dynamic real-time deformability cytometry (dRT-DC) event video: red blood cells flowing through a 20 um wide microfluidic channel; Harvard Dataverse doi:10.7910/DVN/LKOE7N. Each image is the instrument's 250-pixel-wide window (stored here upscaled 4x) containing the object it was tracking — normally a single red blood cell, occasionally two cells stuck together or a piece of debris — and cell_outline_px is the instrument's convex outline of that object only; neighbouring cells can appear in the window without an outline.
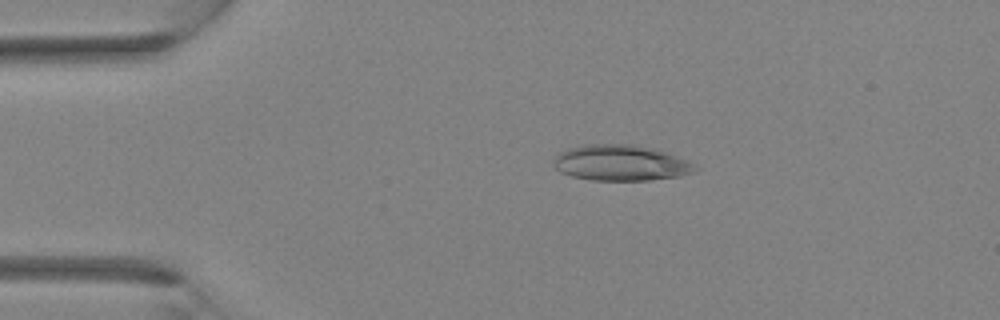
{"species": "Egyptian fruit bat (a non-hibernating species)", "species_latin": "Rousettus aegyptiacus", "temperature_condition": "room temperature", "stored_images_in_passage": 38, "camera_frame_rate_fps": 3000, "um_per_image_px": 0.085, "animal": {"sex": "female"}, "frame": {"image": 1, "passage_image": 8, "time_ms": 2.333, "image_size_px": [1000, 320], "cell_outline_px": [[700, 168], [692, 172], [680, 176], [648, 180], [592, 180], [572, 176], [560, 172], [552, 164], [556, 156], [560, 152], [568, 148], [584, 144], [632, 144], [652, 148], [664, 152], [684, 160]], "centroid_in_image_um": [52.71, 13.84], "position_along_channel_um": 32.3, "area_um2": 29.25}}
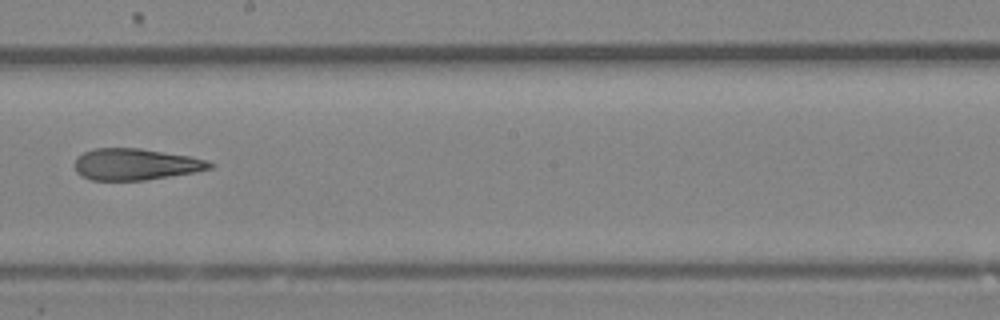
{"frame": {"image": 2, "passage_image": 22, "time_ms": 7.0, "image_size_px": [1000, 320], "cell_outline_px": [[216, 164], [212, 168], [196, 172], [144, 180], [92, 180], [80, 176], [76, 172], [72, 164], [76, 156], [84, 152], [96, 148], [140, 148], [188, 156], [208, 160]], "centroid_in_image_um": [11.49, 13.97], "position_along_channel_um": 236.7, "area_um2": 25.03}}
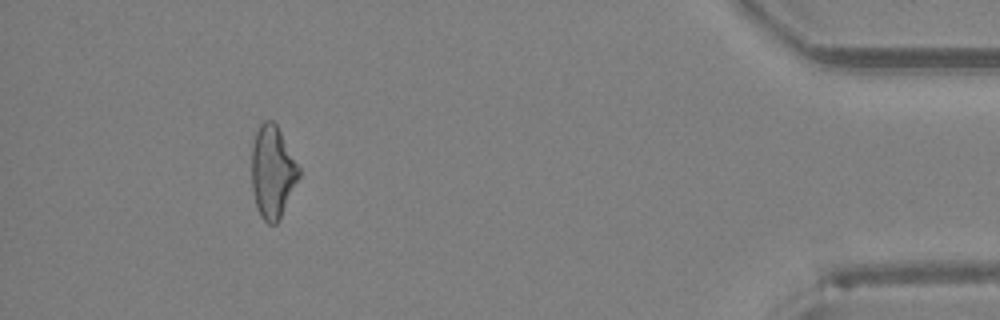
{"frame": {"image": 3, "passage_image": 35, "time_ms": 11.333, "image_size_px": [1000, 320], "cell_outline_px": [[300, 176], [276, 224], [268, 224], [260, 216], [256, 204], [252, 188], [252, 144], [256, 132], [260, 124], [264, 120], [272, 120], [276, 124], [300, 168]], "centroid_in_image_um": [23.15, 14.59], "position_along_channel_um": 412.0, "area_um2": 25.09}}